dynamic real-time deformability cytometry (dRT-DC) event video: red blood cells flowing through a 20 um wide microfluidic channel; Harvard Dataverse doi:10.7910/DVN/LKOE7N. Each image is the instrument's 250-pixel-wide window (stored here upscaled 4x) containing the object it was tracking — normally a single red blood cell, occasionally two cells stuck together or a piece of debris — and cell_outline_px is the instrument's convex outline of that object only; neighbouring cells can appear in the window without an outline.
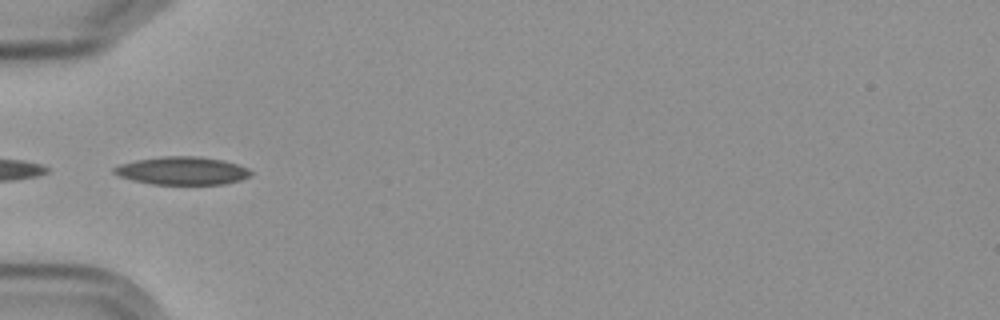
{"species": "Egyptian fruit bat (a non-hibernating species)", "species_latin": "Rousettus aegyptiacus", "temperature_condition": "cold", "stored_images_in_passage": 9, "camera_frame_rate_fps": 3000, "um_per_image_px": 0.085, "frame": {"image": 1, "passage_image": 3, "time_ms": 2.333, "image_size_px": [1000, 320], "cell_outline_px": [[252, 172], [248, 176], [240, 180], [224, 184], [152, 184], [132, 180], [120, 176], [112, 172], [112, 168], [120, 164], [136, 160], [160, 156], [200, 156], [224, 160], [248, 168]], "centroid_in_image_um": [15.47, 14.5], "position_along_channel_um": 69.5, "area_um2": 22.31}}
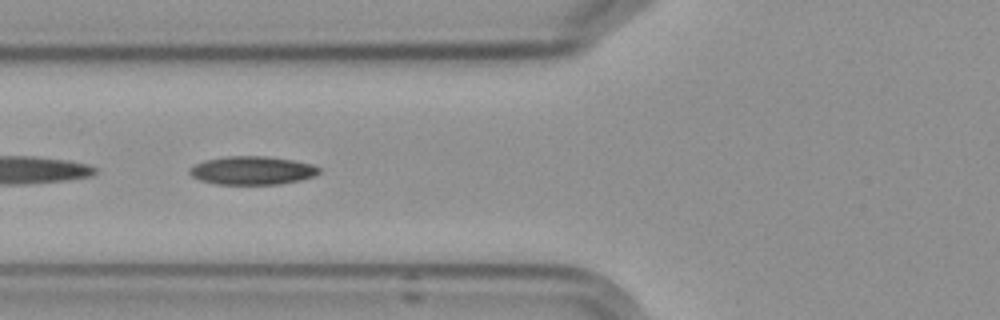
{"frame": {"image": 2, "passage_image": 4, "time_ms": 3.333, "image_size_px": [1000, 320], "cell_outline_px": [[320, 172], [312, 176], [300, 180], [280, 184], [216, 184], [200, 180], [192, 176], [188, 172], [188, 168], [196, 164], [208, 160], [228, 156], [264, 156], [292, 160], [312, 164], [320, 168]], "centroid_in_image_um": [21.43, 14.49], "position_along_channel_um": 104.4, "area_um2": 21.21}}
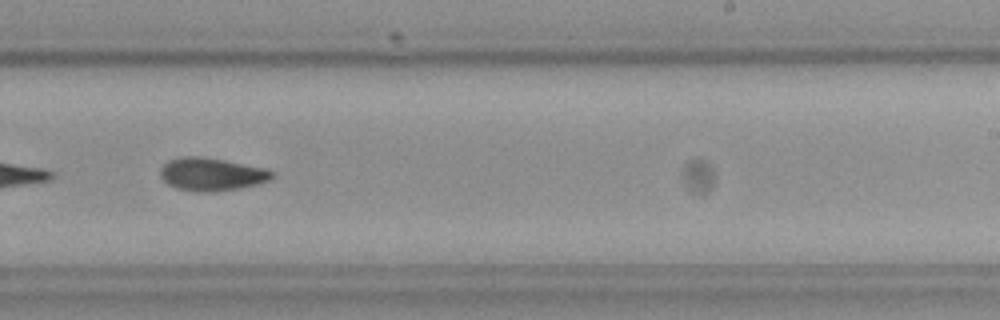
{"frame": {"image": 3, "passage_image": 8, "time_ms": 8.0, "image_size_px": [1000, 320], "cell_outline_px": [[272, 180], [256, 184], [236, 188], [212, 192], [192, 192], [176, 188], [168, 184], [160, 176], [160, 168], [168, 160], [180, 156], [200, 156], [224, 160], [268, 168], [272, 172]], "centroid_in_image_um": [17.95, 14.8], "position_along_channel_um": 271.0, "area_um2": 21.56}}